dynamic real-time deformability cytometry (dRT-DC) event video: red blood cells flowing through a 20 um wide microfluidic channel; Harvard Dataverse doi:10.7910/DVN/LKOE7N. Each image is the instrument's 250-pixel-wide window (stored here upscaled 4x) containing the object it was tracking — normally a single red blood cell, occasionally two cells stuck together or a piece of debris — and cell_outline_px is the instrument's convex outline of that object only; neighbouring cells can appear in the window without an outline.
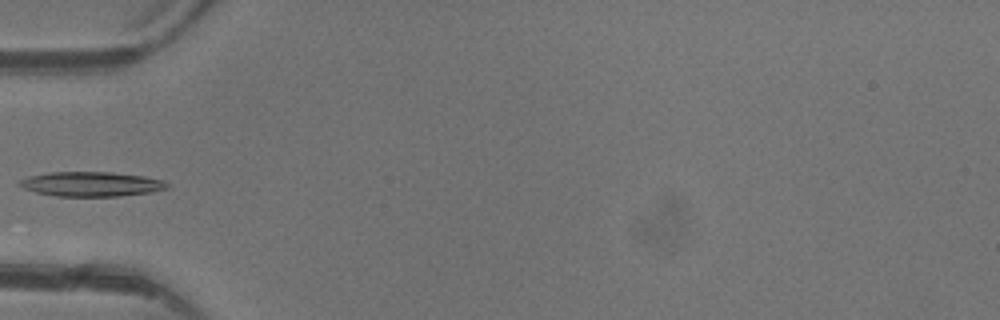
{"species": "common noctule bat (a hibernating species)", "species_latin": "Nyctalus noctula", "temperature_condition": "warm", "stored_images_in_passage": 4, "camera_frame_rate_fps": 3000, "um_per_image_px": 0.085, "animal": {"sex": "female"}, "frame": {"image": 1, "passage_image": 4, "time_ms": 3.333, "image_size_px": [1000, 320], "cell_outline_px": [[168, 188], [152, 192], [120, 196], [56, 196], [36, 192], [24, 188], [16, 184], [20, 180], [28, 176], [52, 172], [112, 172], [144, 176], [164, 180], [168, 184]], "centroid_in_image_um": [7.77, 15.64], "position_along_channel_um": 77.2, "area_um2": 21.21}}